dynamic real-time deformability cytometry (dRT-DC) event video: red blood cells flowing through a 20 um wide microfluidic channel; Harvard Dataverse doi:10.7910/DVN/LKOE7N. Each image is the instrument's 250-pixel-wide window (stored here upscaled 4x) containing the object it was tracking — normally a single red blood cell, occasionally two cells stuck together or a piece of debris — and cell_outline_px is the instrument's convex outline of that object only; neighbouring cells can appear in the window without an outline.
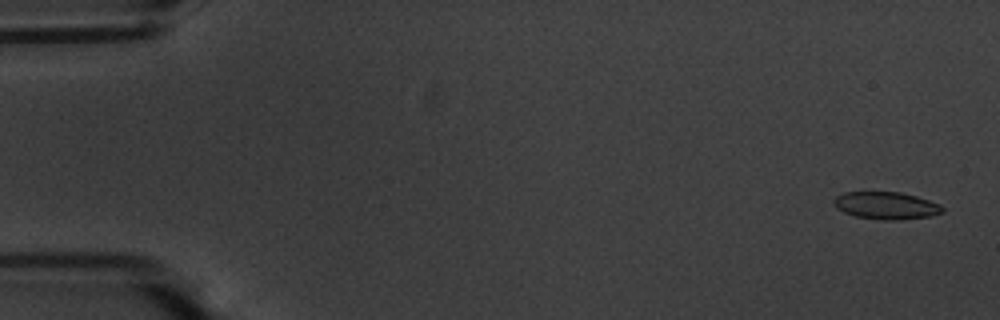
{"species": "common noctule bat (a hibernating species)", "species_latin": "Nyctalus noctula", "temperature_condition": "warm", "stored_images_in_passage": 56, "camera_frame_rate_fps": 3000, "um_per_image_px": 0.085, "animal": {"sex": "male", "body_mass_g": 20.1, "forearm_length_mm": 53.5}, "frame": {"image": 1, "passage_image": 2, "time_ms": 0.333, "image_size_px": [1000, 320], "cell_outline_px": [[944, 212], [932, 216], [896, 220], [880, 220], [856, 216], [844, 212], [836, 208], [832, 200], [836, 196], [844, 192], [900, 192], [916, 196], [940, 204], [944, 208]], "centroid_in_image_um": [75.32, 17.47], "position_along_channel_um": 9.7, "area_um2": 17.4}}
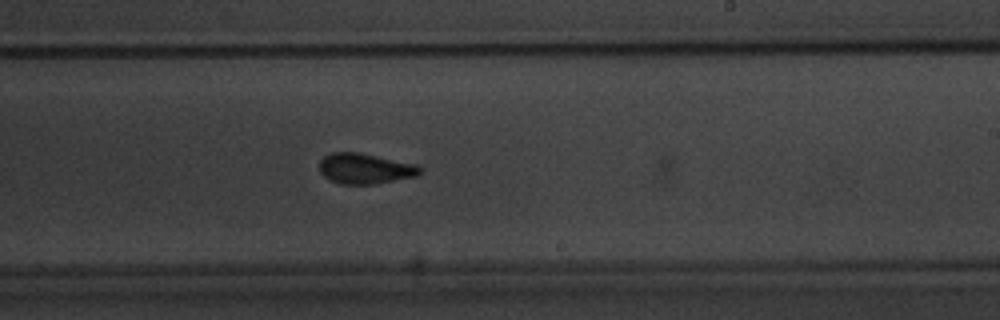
{"frame": {"image": 2, "passage_image": 34, "time_ms": 11.0, "image_size_px": [1000, 320], "cell_outline_px": [[424, 168], [416, 176], [372, 184], [340, 184], [324, 176], [320, 172], [320, 160], [324, 156], [332, 152], [360, 152], [416, 164]], "centroid_in_image_um": [31.03, 14.31], "position_along_channel_um": 258.0, "area_um2": 17.8}}
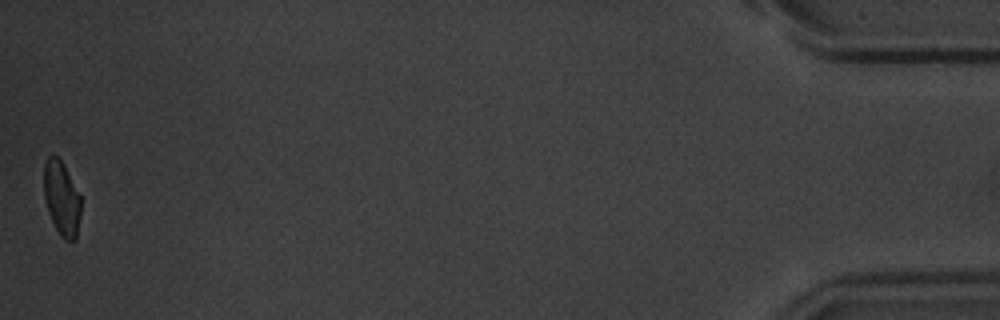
{"frame": {"image": 3, "passage_image": 56, "time_ms": 18.333, "image_size_px": [1000, 320], "cell_outline_px": [[80, 216], [76, 240], [64, 240], [60, 236], [48, 212], [44, 196], [44, 164], [48, 156], [52, 152], [64, 164], [80, 196]], "centroid_in_image_um": [5.23, 16.85], "position_along_channel_um": 430.0, "area_um2": 16.01}, "authors_computed_cell_mechanics": {"area_um2": 17.7735, "velocity_mm_per_s": 3.6077, "shape_relaxation_time_tau1_ms": 5.0892, "shape_relaxation_time_tau2_ms": 1.5082, "deformation_change_tau1": 0.1165, "deformation_change_tau2": 0.068}}